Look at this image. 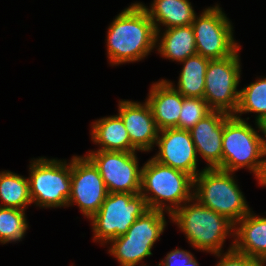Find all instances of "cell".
Returning <instances> with one entry per match:
<instances>
[{
  "mask_svg": "<svg viewBox=\"0 0 266 266\" xmlns=\"http://www.w3.org/2000/svg\"><path fill=\"white\" fill-rule=\"evenodd\" d=\"M147 12L156 30V42H158V23L168 28L191 25L195 18V12L188 0H154L151 9L139 3ZM158 22V23H157Z\"/></svg>",
  "mask_w": 266,
  "mask_h": 266,
  "instance_id": "obj_17",
  "label": "cell"
},
{
  "mask_svg": "<svg viewBox=\"0 0 266 266\" xmlns=\"http://www.w3.org/2000/svg\"><path fill=\"white\" fill-rule=\"evenodd\" d=\"M212 109L203 98L184 97L179 114L178 129L191 130Z\"/></svg>",
  "mask_w": 266,
  "mask_h": 266,
  "instance_id": "obj_26",
  "label": "cell"
},
{
  "mask_svg": "<svg viewBox=\"0 0 266 266\" xmlns=\"http://www.w3.org/2000/svg\"><path fill=\"white\" fill-rule=\"evenodd\" d=\"M141 169L140 194L145 198L149 209L164 211L166 205L162 201L165 200L173 205L165 207L171 215L182 206V202L194 200L192 191L190 192L194 188V178L191 175L163 165L153 158ZM145 191H150L154 196H149Z\"/></svg>",
  "mask_w": 266,
  "mask_h": 266,
  "instance_id": "obj_3",
  "label": "cell"
},
{
  "mask_svg": "<svg viewBox=\"0 0 266 266\" xmlns=\"http://www.w3.org/2000/svg\"><path fill=\"white\" fill-rule=\"evenodd\" d=\"M108 191L95 165L86 157L71 160V195L68 205L75 202L83 215L91 218L98 212Z\"/></svg>",
  "mask_w": 266,
  "mask_h": 266,
  "instance_id": "obj_11",
  "label": "cell"
},
{
  "mask_svg": "<svg viewBox=\"0 0 266 266\" xmlns=\"http://www.w3.org/2000/svg\"><path fill=\"white\" fill-rule=\"evenodd\" d=\"M184 96L171 82L161 80L152 85L147 102L159 130L177 128Z\"/></svg>",
  "mask_w": 266,
  "mask_h": 266,
  "instance_id": "obj_15",
  "label": "cell"
},
{
  "mask_svg": "<svg viewBox=\"0 0 266 266\" xmlns=\"http://www.w3.org/2000/svg\"><path fill=\"white\" fill-rule=\"evenodd\" d=\"M210 60L196 54L182 61L184 67L180 72L178 89H176L182 96L203 98L205 75Z\"/></svg>",
  "mask_w": 266,
  "mask_h": 266,
  "instance_id": "obj_20",
  "label": "cell"
},
{
  "mask_svg": "<svg viewBox=\"0 0 266 266\" xmlns=\"http://www.w3.org/2000/svg\"><path fill=\"white\" fill-rule=\"evenodd\" d=\"M265 156L261 136L257 131L241 117L230 114L224 120L222 166L219 169L232 173L247 167L260 183L266 172V159H263Z\"/></svg>",
  "mask_w": 266,
  "mask_h": 266,
  "instance_id": "obj_2",
  "label": "cell"
},
{
  "mask_svg": "<svg viewBox=\"0 0 266 266\" xmlns=\"http://www.w3.org/2000/svg\"><path fill=\"white\" fill-rule=\"evenodd\" d=\"M92 152L86 157L100 172L108 193H140L142 169L135 152Z\"/></svg>",
  "mask_w": 266,
  "mask_h": 266,
  "instance_id": "obj_10",
  "label": "cell"
},
{
  "mask_svg": "<svg viewBox=\"0 0 266 266\" xmlns=\"http://www.w3.org/2000/svg\"><path fill=\"white\" fill-rule=\"evenodd\" d=\"M29 180L32 203L43 207L68 206L71 195V162L39 158L30 164Z\"/></svg>",
  "mask_w": 266,
  "mask_h": 266,
  "instance_id": "obj_7",
  "label": "cell"
},
{
  "mask_svg": "<svg viewBox=\"0 0 266 266\" xmlns=\"http://www.w3.org/2000/svg\"><path fill=\"white\" fill-rule=\"evenodd\" d=\"M238 50L224 59L210 60L205 75L203 99L212 110L235 114L239 105L240 79Z\"/></svg>",
  "mask_w": 266,
  "mask_h": 266,
  "instance_id": "obj_8",
  "label": "cell"
},
{
  "mask_svg": "<svg viewBox=\"0 0 266 266\" xmlns=\"http://www.w3.org/2000/svg\"><path fill=\"white\" fill-rule=\"evenodd\" d=\"M159 133L162 135H158L156 145L160 150L153 159L195 178L199 174L196 170L198 160L190 131L167 128Z\"/></svg>",
  "mask_w": 266,
  "mask_h": 266,
  "instance_id": "obj_12",
  "label": "cell"
},
{
  "mask_svg": "<svg viewBox=\"0 0 266 266\" xmlns=\"http://www.w3.org/2000/svg\"><path fill=\"white\" fill-rule=\"evenodd\" d=\"M155 45V27L139 3L124 9L108 29L107 53L113 65L141 60Z\"/></svg>",
  "mask_w": 266,
  "mask_h": 266,
  "instance_id": "obj_1",
  "label": "cell"
},
{
  "mask_svg": "<svg viewBox=\"0 0 266 266\" xmlns=\"http://www.w3.org/2000/svg\"><path fill=\"white\" fill-rule=\"evenodd\" d=\"M0 207L25 210L32 203L29 180L9 171L0 172Z\"/></svg>",
  "mask_w": 266,
  "mask_h": 266,
  "instance_id": "obj_21",
  "label": "cell"
},
{
  "mask_svg": "<svg viewBox=\"0 0 266 266\" xmlns=\"http://www.w3.org/2000/svg\"><path fill=\"white\" fill-rule=\"evenodd\" d=\"M119 103V116L123 120L131 144L137 150H151L154 143L156 144L160 130L153 118L149 103L147 101L143 105L131 101Z\"/></svg>",
  "mask_w": 266,
  "mask_h": 266,
  "instance_id": "obj_13",
  "label": "cell"
},
{
  "mask_svg": "<svg viewBox=\"0 0 266 266\" xmlns=\"http://www.w3.org/2000/svg\"><path fill=\"white\" fill-rule=\"evenodd\" d=\"M199 266L190 252L181 249H174L169 252L165 260L159 266Z\"/></svg>",
  "mask_w": 266,
  "mask_h": 266,
  "instance_id": "obj_28",
  "label": "cell"
},
{
  "mask_svg": "<svg viewBox=\"0 0 266 266\" xmlns=\"http://www.w3.org/2000/svg\"><path fill=\"white\" fill-rule=\"evenodd\" d=\"M194 187L195 201L227 217L235 225L250 212L231 172L205 168L194 178Z\"/></svg>",
  "mask_w": 266,
  "mask_h": 266,
  "instance_id": "obj_4",
  "label": "cell"
},
{
  "mask_svg": "<svg viewBox=\"0 0 266 266\" xmlns=\"http://www.w3.org/2000/svg\"><path fill=\"white\" fill-rule=\"evenodd\" d=\"M181 231L185 233L190 244L197 249L221 256V246L235 224L227 217L206 208L198 201L185 203L171 215Z\"/></svg>",
  "mask_w": 266,
  "mask_h": 266,
  "instance_id": "obj_5",
  "label": "cell"
},
{
  "mask_svg": "<svg viewBox=\"0 0 266 266\" xmlns=\"http://www.w3.org/2000/svg\"><path fill=\"white\" fill-rule=\"evenodd\" d=\"M233 248L249 257L266 262V217L252 215L251 211L237 222ZM239 239V240H238Z\"/></svg>",
  "mask_w": 266,
  "mask_h": 266,
  "instance_id": "obj_16",
  "label": "cell"
},
{
  "mask_svg": "<svg viewBox=\"0 0 266 266\" xmlns=\"http://www.w3.org/2000/svg\"><path fill=\"white\" fill-rule=\"evenodd\" d=\"M191 25L198 55L211 60L224 59L240 48L232 36L230 21L218 5L204 10L199 17L195 15Z\"/></svg>",
  "mask_w": 266,
  "mask_h": 266,
  "instance_id": "obj_9",
  "label": "cell"
},
{
  "mask_svg": "<svg viewBox=\"0 0 266 266\" xmlns=\"http://www.w3.org/2000/svg\"><path fill=\"white\" fill-rule=\"evenodd\" d=\"M149 208L139 193H108L102 206L90 219L94 240L108 242L123 236Z\"/></svg>",
  "mask_w": 266,
  "mask_h": 266,
  "instance_id": "obj_6",
  "label": "cell"
},
{
  "mask_svg": "<svg viewBox=\"0 0 266 266\" xmlns=\"http://www.w3.org/2000/svg\"><path fill=\"white\" fill-rule=\"evenodd\" d=\"M165 226L163 211L149 209L137 218L123 237L129 241L147 242L153 247Z\"/></svg>",
  "mask_w": 266,
  "mask_h": 266,
  "instance_id": "obj_22",
  "label": "cell"
},
{
  "mask_svg": "<svg viewBox=\"0 0 266 266\" xmlns=\"http://www.w3.org/2000/svg\"><path fill=\"white\" fill-rule=\"evenodd\" d=\"M92 139L103 151L135 152L123 120L119 115L102 118L92 126Z\"/></svg>",
  "mask_w": 266,
  "mask_h": 266,
  "instance_id": "obj_18",
  "label": "cell"
},
{
  "mask_svg": "<svg viewBox=\"0 0 266 266\" xmlns=\"http://www.w3.org/2000/svg\"><path fill=\"white\" fill-rule=\"evenodd\" d=\"M109 242V250L120 262L121 266H136L146 256L152 255V246L147 242L129 241L123 236L116 237Z\"/></svg>",
  "mask_w": 266,
  "mask_h": 266,
  "instance_id": "obj_23",
  "label": "cell"
},
{
  "mask_svg": "<svg viewBox=\"0 0 266 266\" xmlns=\"http://www.w3.org/2000/svg\"><path fill=\"white\" fill-rule=\"evenodd\" d=\"M28 228L24 210L0 207V242L19 241Z\"/></svg>",
  "mask_w": 266,
  "mask_h": 266,
  "instance_id": "obj_25",
  "label": "cell"
},
{
  "mask_svg": "<svg viewBox=\"0 0 266 266\" xmlns=\"http://www.w3.org/2000/svg\"><path fill=\"white\" fill-rule=\"evenodd\" d=\"M159 44L161 55L173 61L182 62L197 54L192 25L168 28Z\"/></svg>",
  "mask_w": 266,
  "mask_h": 266,
  "instance_id": "obj_19",
  "label": "cell"
},
{
  "mask_svg": "<svg viewBox=\"0 0 266 266\" xmlns=\"http://www.w3.org/2000/svg\"><path fill=\"white\" fill-rule=\"evenodd\" d=\"M257 126L260 129V131L262 130V133H264V136L266 137V116L257 122ZM261 140L264 151L266 153V140L262 137Z\"/></svg>",
  "mask_w": 266,
  "mask_h": 266,
  "instance_id": "obj_29",
  "label": "cell"
},
{
  "mask_svg": "<svg viewBox=\"0 0 266 266\" xmlns=\"http://www.w3.org/2000/svg\"><path fill=\"white\" fill-rule=\"evenodd\" d=\"M243 112L258 113L256 123L266 116V78L240 90L239 105L235 114Z\"/></svg>",
  "mask_w": 266,
  "mask_h": 266,
  "instance_id": "obj_24",
  "label": "cell"
},
{
  "mask_svg": "<svg viewBox=\"0 0 266 266\" xmlns=\"http://www.w3.org/2000/svg\"><path fill=\"white\" fill-rule=\"evenodd\" d=\"M263 263L265 262L236 251L232 245L216 266H264Z\"/></svg>",
  "mask_w": 266,
  "mask_h": 266,
  "instance_id": "obj_27",
  "label": "cell"
},
{
  "mask_svg": "<svg viewBox=\"0 0 266 266\" xmlns=\"http://www.w3.org/2000/svg\"><path fill=\"white\" fill-rule=\"evenodd\" d=\"M259 184H261V185H265L266 186V172H265V175H264V178H263V180L259 183Z\"/></svg>",
  "mask_w": 266,
  "mask_h": 266,
  "instance_id": "obj_30",
  "label": "cell"
},
{
  "mask_svg": "<svg viewBox=\"0 0 266 266\" xmlns=\"http://www.w3.org/2000/svg\"><path fill=\"white\" fill-rule=\"evenodd\" d=\"M230 114L220 110H212L201 119L190 131L196 152L209 163V169L222 166V140L224 120Z\"/></svg>",
  "mask_w": 266,
  "mask_h": 266,
  "instance_id": "obj_14",
  "label": "cell"
}]
</instances>
